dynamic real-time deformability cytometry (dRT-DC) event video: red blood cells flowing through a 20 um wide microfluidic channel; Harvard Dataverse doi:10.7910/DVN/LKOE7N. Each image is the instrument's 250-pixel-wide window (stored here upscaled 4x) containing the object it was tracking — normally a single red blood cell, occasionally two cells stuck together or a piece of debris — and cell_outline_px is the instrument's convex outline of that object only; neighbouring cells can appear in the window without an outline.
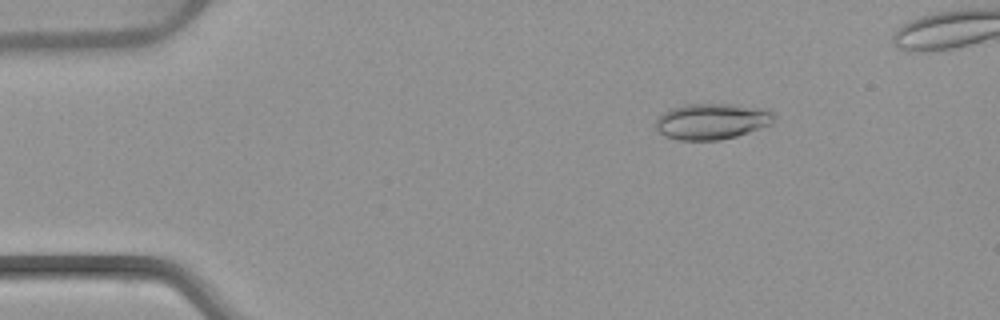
{"species": "common noctule bat (a hibernating species)", "species_latin": "Nyctalus noctula", "temperature_condition": "warm", "stored_images_in_passage": 4, "camera_frame_rate_fps": 3000, "um_per_image_px": 0.085, "animal": {"sex": "female", "body_mass_g": 22.7, "forearm_length_mm": 54.2}, "frame": {"image": 1, "passage_image": 2, "time_ms": 1.333, "image_size_px": [1000, 320], "cell_outline_px": [[776, 120], [772, 124], [736, 136], [720, 140], [680, 140], [664, 136], [656, 128], [656, 116], [672, 108], [684, 104], [732, 104], [768, 108], [776, 112]], "centroid_in_image_um": [60.56, 10.3], "position_along_channel_um": 24.4, "area_um2": 25.2}}